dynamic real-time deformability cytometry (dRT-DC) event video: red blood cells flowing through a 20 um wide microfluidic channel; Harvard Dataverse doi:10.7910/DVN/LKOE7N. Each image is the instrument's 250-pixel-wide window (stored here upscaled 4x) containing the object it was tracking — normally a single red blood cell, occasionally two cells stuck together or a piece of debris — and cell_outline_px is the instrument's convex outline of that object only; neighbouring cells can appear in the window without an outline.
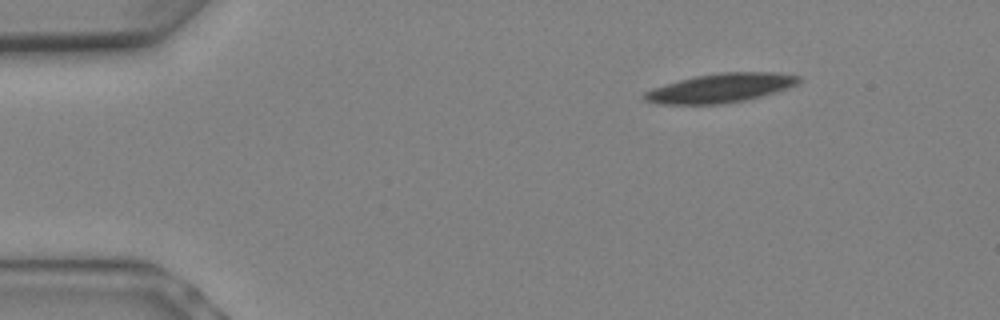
{"species": "Egyptian fruit bat (a non-hibernating species)", "species_latin": "Rousettus aegyptiacus", "temperature_condition": "warm", "stored_images_in_passage": 7, "camera_frame_rate_fps": 3000, "um_per_image_px": 0.085, "animal": {"sex": "female"}, "frame": {"image": 1, "passage_image": 1, "time_ms": 0.0, "image_size_px": [1000, 320], "cell_outline_px": [[800, 80], [796, 84], [788, 88], [776, 92], [744, 100], [724, 104], [656, 104], [644, 100], [640, 96], [644, 92], [652, 88], [680, 80], [696, 76], [724, 72], [780, 72], [800, 76]], "centroid_in_image_um": [61.23, 7.48], "position_along_channel_um": 23.8, "area_um2": 26.13}}
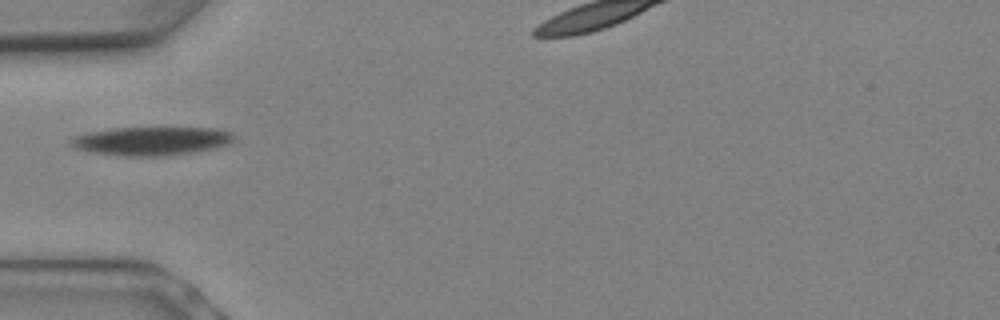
{"frame": {"image": 2, "passage_image": 5, "time_ms": 1.333, "image_size_px": [1000, 320], "cell_outline_px": [[236, 140], [232, 144], [216, 148], [196, 152], [164, 156], [120, 156], [92, 152], [76, 148], [68, 144], [68, 140], [76, 136], [92, 132], [112, 128], [216, 128], [232, 132], [236, 136]], "centroid_in_image_um": [12.96, 11.99], "position_along_channel_um": 72.0, "area_um2": 27.46}}
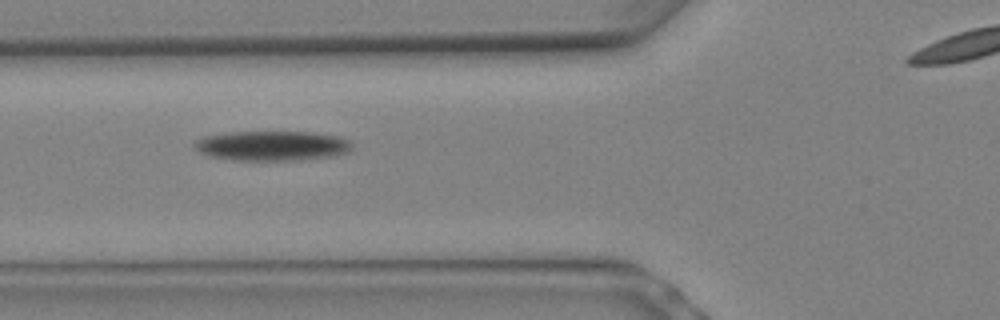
{"frame": {"image": 3, "passage_image": 6, "time_ms": 1.667, "image_size_px": [1000, 320], "cell_outline_px": [[352, 148], [348, 152], [336, 156], [300, 160], [232, 160], [208, 156], [196, 152], [192, 148], [192, 144], [196, 140], [208, 136], [232, 132], [312, 132], [340, 136], [348, 140], [352, 144]], "centroid_in_image_um": [23.12, 12.4], "position_along_channel_um": 102.7, "area_um2": 27.69}}